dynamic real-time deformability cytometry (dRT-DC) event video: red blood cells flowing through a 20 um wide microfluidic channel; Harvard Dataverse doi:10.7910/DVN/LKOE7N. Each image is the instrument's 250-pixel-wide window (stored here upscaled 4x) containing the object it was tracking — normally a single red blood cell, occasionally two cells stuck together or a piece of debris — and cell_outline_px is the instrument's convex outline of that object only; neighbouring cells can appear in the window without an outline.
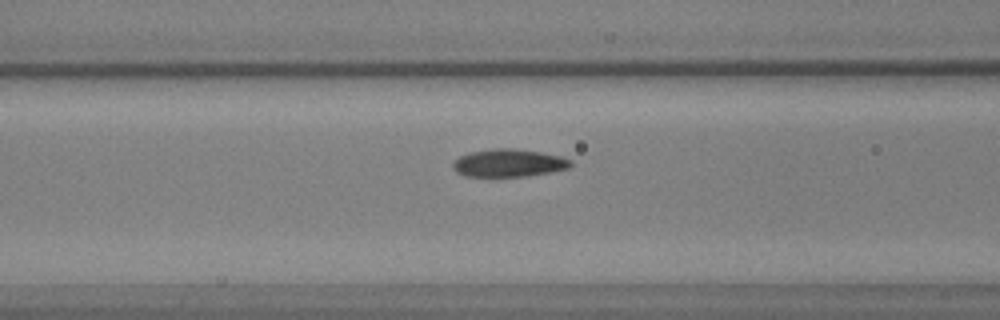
{"species": "common noctule bat (a hibernating species)", "species_latin": "Nyctalus noctula", "temperature_condition": "warm", "stored_images_in_passage": 52, "camera_frame_rate_fps": 3000, "um_per_image_px": 0.085, "animal": {"sex": "male", "body_mass_g": 17.9, "forearm_length_mm": 54.2}, "frame": {"image": 1, "passage_image": 22, "time_ms": 7.0, "image_size_px": [1000, 320], "cell_outline_px": [[572, 164], [568, 168], [528, 176], [464, 176], [456, 172], [452, 168], [452, 164], [460, 156], [468, 152], [492, 148], [512, 148], [540, 152], [560, 156], [572, 160]], "centroid_in_image_um": [43.21, 13.85], "position_along_channel_um": 123.4, "area_um2": 19.02}}
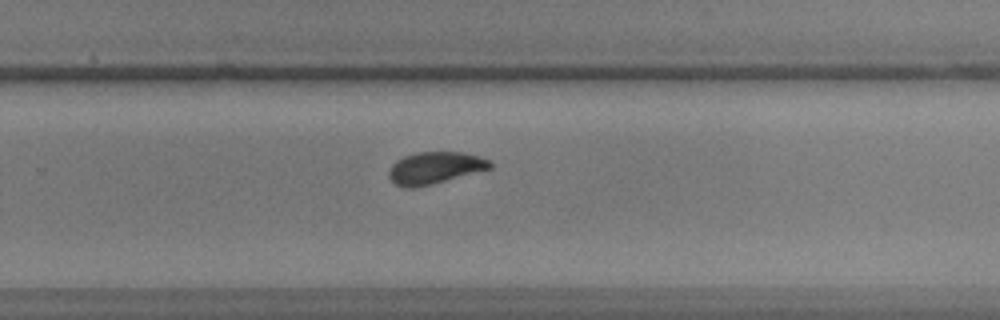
{"frame": {"image": 2, "passage_image": 35, "time_ms": 11.333, "image_size_px": [1000, 320], "cell_outline_px": [[492, 168], [432, 184], [412, 188], [408, 188], [396, 184], [388, 176], [388, 172], [392, 164], [396, 160], [404, 156], [416, 152], [464, 152], [492, 160]], "centroid_in_image_um": [36.98, 14.26], "position_along_channel_um": 292.8, "area_um2": 18.84}}
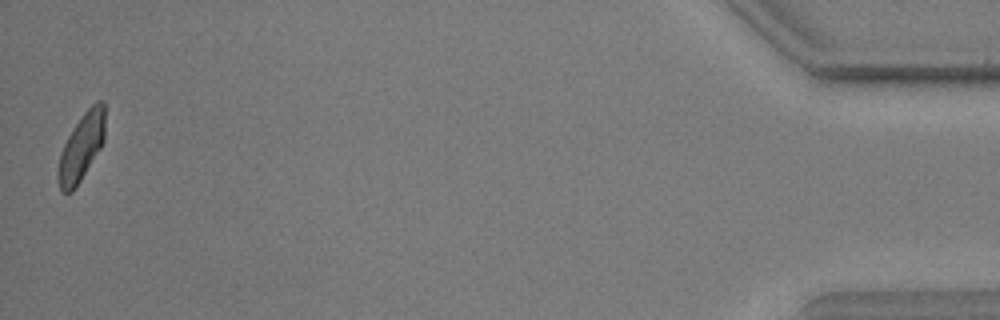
{"frame": {"image": 3, "passage_image": 52, "time_ms": 17.0, "image_size_px": [1000, 320], "cell_outline_px": [[104, 140], [100, 148], [80, 180], [72, 192], [60, 192], [56, 176], [56, 172], [60, 152], [68, 136], [84, 112], [96, 100], [104, 100]], "centroid_in_image_um": [6.89, 12.51], "position_along_channel_um": 428.3, "area_um2": 18.26}, "authors_computed_cell_mechanics": {"area_um2": 18.785, "velocity_mm_per_s": 3.9174, "shape_relaxation_time_tau1_ms": 2.3198, "shape_relaxation_time_tau2_ms": 2.3239, "deformation_change_tau1": 0.101, "deformation_change_tau2": 0.0541}}